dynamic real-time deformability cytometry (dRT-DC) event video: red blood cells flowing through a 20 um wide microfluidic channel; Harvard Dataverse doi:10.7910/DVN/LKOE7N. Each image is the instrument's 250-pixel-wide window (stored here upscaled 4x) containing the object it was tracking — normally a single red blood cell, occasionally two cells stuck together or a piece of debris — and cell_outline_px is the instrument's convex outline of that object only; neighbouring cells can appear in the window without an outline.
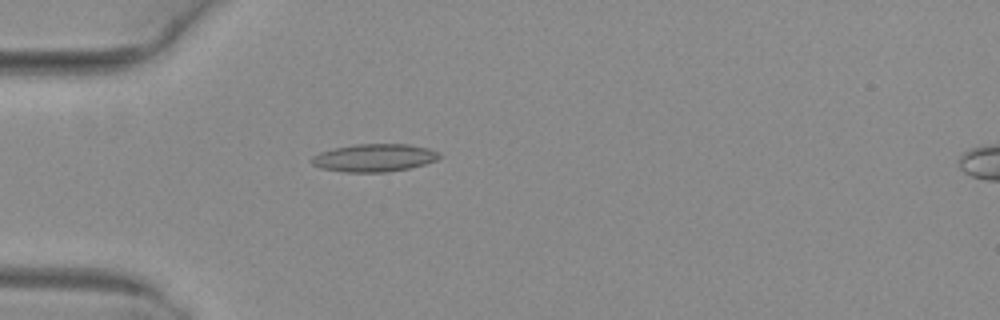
{"species": "common noctule bat (a hibernating species)", "species_latin": "Nyctalus noctula", "temperature_condition": "warm", "stored_images_in_passage": 45, "camera_frame_rate_fps": 3000, "um_per_image_px": 0.085, "animal": {"sex": "female", "body_mass_g": 29.2, "forearm_length_mm": 56.3}, "frame": {"image": 1, "passage_image": 9, "time_ms": 2.667, "image_size_px": [1000, 320], "cell_outline_px": [[444, 156], [436, 160], [424, 164], [408, 168], [388, 172], [344, 172], [320, 168], [312, 164], [308, 160], [312, 156], [320, 152], [332, 148], [356, 144], [408, 144], [428, 148], [440, 152]], "centroid_in_image_um": [31.8, 13.41], "position_along_channel_um": 53.2, "area_um2": 20.92}}
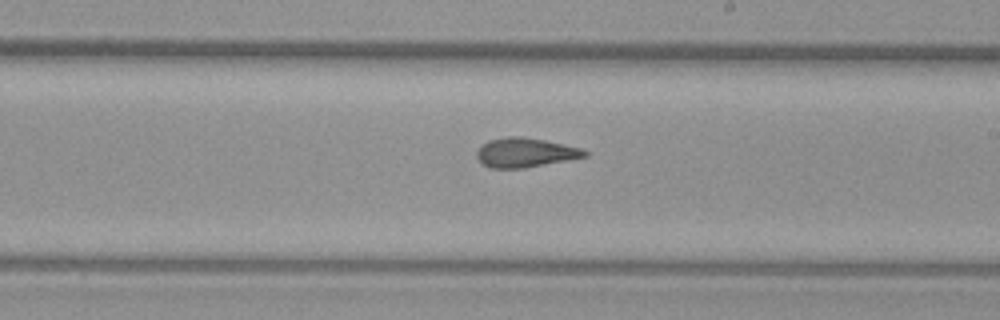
{"frame": {"image": 2, "passage_image": 24, "time_ms": 7.667, "image_size_px": [1000, 320], "cell_outline_px": [[588, 156], [524, 168], [492, 168], [484, 164], [476, 156], [476, 152], [488, 140], [508, 136], [524, 136], [584, 148], [588, 152]], "centroid_in_image_um": [44.68, 12.96], "position_along_channel_um": 244.3, "area_um2": 18.38}}
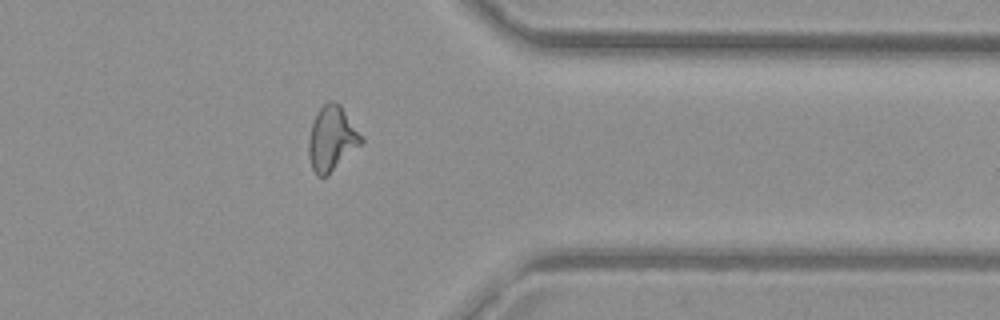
{"frame": {"image": 3, "passage_image": 35, "time_ms": 11.333, "image_size_px": [1000, 320], "cell_outline_px": [[364, 140], [328, 176], [316, 176], [312, 168], [308, 156], [308, 140], [312, 124], [316, 112], [328, 100], [332, 100], [340, 104]], "centroid_in_image_um": [28.17, 11.78], "position_along_channel_um": 383.2, "area_um2": 19.65}, "authors_computed_cell_mechanics": {"area_um2": 19.074, "velocity_mm_per_s": 4.0443, "shape_relaxation_time_tau1_ms": null, "shape_relaxation_time_tau2_ms": 2.007, "deformation_change_tau1": null, "deformation_change_tau2": 0.1098}}